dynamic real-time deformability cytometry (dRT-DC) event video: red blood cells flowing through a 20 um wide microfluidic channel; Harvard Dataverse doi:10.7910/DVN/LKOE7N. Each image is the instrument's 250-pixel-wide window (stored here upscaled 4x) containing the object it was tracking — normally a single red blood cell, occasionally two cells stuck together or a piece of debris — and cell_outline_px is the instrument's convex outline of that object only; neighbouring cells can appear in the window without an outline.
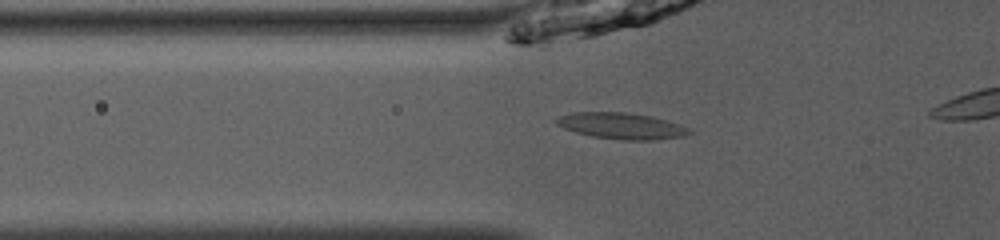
{"species": "common noctule bat (a hibernating species)", "species_latin": "Nyctalus noctula", "temperature_condition": "room temperature", "stored_images_in_passage": 12, "camera_frame_rate_fps": 3000, "um_per_image_px": 0.085, "animal": {"sex": "male", "body_mass_g": 13.0, "forearm_length_mm": 53.1}, "frame": {"image": 1, "passage_image": 10, "time_ms": 3.0, "image_size_px": [1000, 240], "cell_outline_px": [[692, 132], [684, 136], [656, 140], [624, 140], [592, 136], [576, 132], [564, 128], [556, 124], [552, 120], [560, 116], [572, 112], [628, 112], [652, 116], [688, 128]], "centroid_in_image_um": [52.78, 10.7], "position_along_channel_um": 73.0, "area_um2": 20.23}}